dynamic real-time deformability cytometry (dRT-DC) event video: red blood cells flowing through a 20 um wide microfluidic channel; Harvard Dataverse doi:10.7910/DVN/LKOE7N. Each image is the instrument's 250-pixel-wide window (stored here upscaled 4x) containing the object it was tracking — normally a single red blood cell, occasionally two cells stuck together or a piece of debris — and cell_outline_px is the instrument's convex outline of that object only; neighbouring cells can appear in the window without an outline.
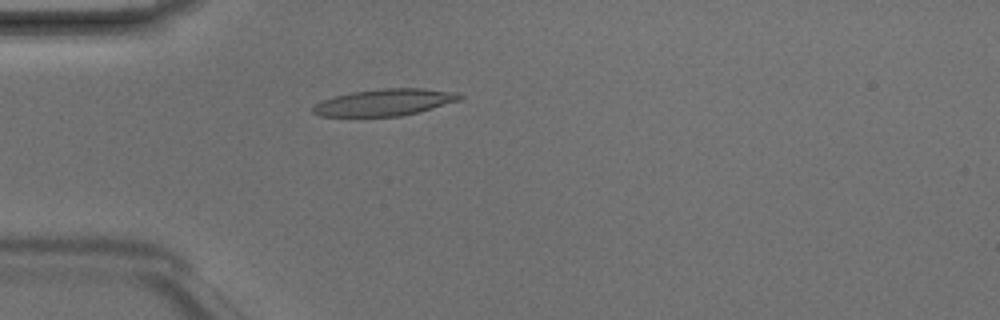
{"species": "Egyptian fruit bat (a non-hibernating species)", "species_latin": "Rousettus aegyptiacus", "temperature_condition": "room temperature", "stored_images_in_passage": 3, "camera_frame_rate_fps": 3000, "um_per_image_px": 0.085, "animal": {"sex": "male"}, "frame": {"image": 1, "passage_image": 3, "time_ms": 0.667, "image_size_px": [1000, 320], "cell_outline_px": [[464, 96], [460, 100], [420, 112], [400, 116], [320, 116], [312, 112], [312, 108], [316, 104], [332, 96], [352, 92], [384, 88], [420, 88], [460, 92]], "centroid_in_image_um": [32.74, 8.69], "position_along_channel_um": 52.3, "area_um2": 22.95}}